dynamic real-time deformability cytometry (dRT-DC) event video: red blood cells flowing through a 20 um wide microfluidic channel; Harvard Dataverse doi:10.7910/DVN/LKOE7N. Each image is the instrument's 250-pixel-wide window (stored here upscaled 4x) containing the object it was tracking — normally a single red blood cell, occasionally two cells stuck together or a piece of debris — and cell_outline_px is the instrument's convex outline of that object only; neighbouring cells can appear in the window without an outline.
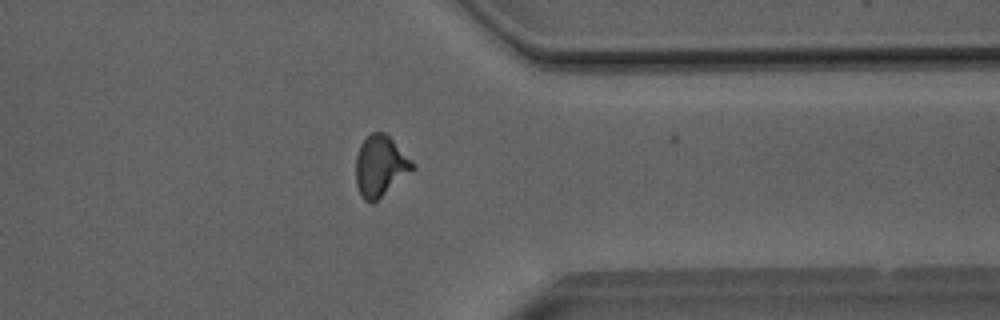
{"species": "Egyptian fruit bat (a non-hibernating species)", "species_latin": "Rousettus aegyptiacus", "temperature_condition": "room temperature", "stored_images_in_passage": 30, "camera_frame_rate_fps": 3000, "um_per_image_px": 0.085, "animal": {"sex": "male"}, "frame": {"image": 1, "passage_image": 29, "time_ms": 9.333, "image_size_px": [1000, 320], "cell_outline_px": [[416, 168], [372, 204], [364, 200], [356, 184], [356, 156], [360, 144], [372, 132], [384, 132], [416, 164]], "centroid_in_image_um": [32.33, 14.12], "position_along_channel_um": 379.1, "area_um2": 19.94}, "authors_computed_cell_mechanics": {"area_um2": 19.7098, "velocity_mm_per_s": 4.0611, "shape_relaxation_time_tau1_ms": 8.2533, "shape_relaxation_time_tau2_ms": 0.9846, "deformation_change_tau1": 0.1786, "deformation_change_tau2": 0.061}}